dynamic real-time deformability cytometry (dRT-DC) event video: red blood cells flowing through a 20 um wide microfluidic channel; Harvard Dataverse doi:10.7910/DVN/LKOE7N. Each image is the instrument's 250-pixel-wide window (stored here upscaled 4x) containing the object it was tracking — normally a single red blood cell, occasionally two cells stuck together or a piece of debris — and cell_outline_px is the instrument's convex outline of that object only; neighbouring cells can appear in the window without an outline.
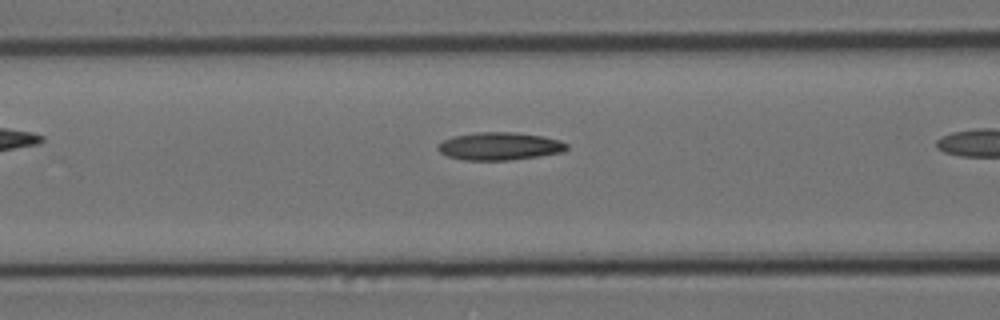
{"species": "Egyptian fruit bat (a non-hibernating species)", "species_latin": "Rousettus aegyptiacus", "temperature_condition": "cold", "stored_images_in_passage": 6, "camera_frame_rate_fps": 3000, "um_per_image_px": 0.085, "animal": {"sex": "female"}, "frame": {"image": 1, "passage_image": 5, "time_ms": 1.333, "image_size_px": [1000, 320], "cell_outline_px": [[568, 148], [564, 152], [540, 156], [512, 160], [464, 160], [448, 156], [440, 152], [436, 148], [436, 144], [452, 136], [480, 132], [512, 132], [544, 136], [560, 140], [568, 144]], "centroid_in_image_um": [42.48, 12.43], "position_along_channel_um": 124.1, "area_um2": 21.04}}